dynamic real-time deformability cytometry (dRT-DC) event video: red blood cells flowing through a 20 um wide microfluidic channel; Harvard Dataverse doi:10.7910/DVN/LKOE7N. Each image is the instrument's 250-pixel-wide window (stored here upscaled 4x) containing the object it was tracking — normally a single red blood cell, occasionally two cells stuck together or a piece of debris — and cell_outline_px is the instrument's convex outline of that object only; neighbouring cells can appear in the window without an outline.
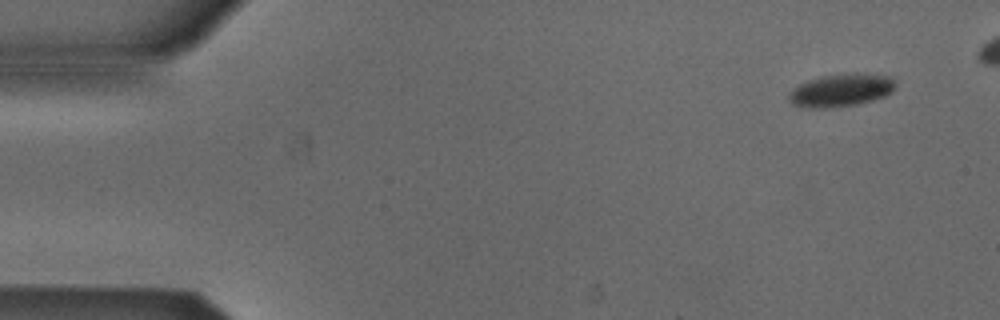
{"species": "Egyptian fruit bat (a non-hibernating species)", "species_latin": "Rousettus aegyptiacus", "temperature_condition": "cold", "stored_images_in_passage": 46, "camera_frame_rate_fps": 3000, "um_per_image_px": 0.085, "animal": {"sex": "male"}, "frame": {"image": 1, "passage_image": 1, "time_ms": 0.0, "image_size_px": [1000, 320], "cell_outline_px": [[892, 92], [884, 96], [872, 100], [856, 104], [828, 108], [800, 108], [792, 104], [788, 100], [788, 96], [800, 84], [808, 80], [820, 76], [856, 72], [888, 76], [892, 80]], "centroid_in_image_um": [71.43, 7.68], "position_along_channel_um": 13.6, "area_um2": 20.17}}
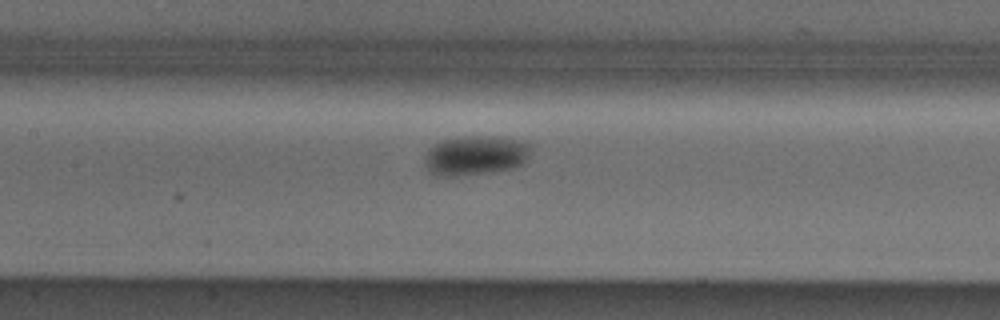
{"frame": {"image": 2, "passage_image": 22, "time_ms": 7.0, "image_size_px": [1000, 320], "cell_outline_px": [[528, 156], [524, 164], [516, 168], [492, 172], [456, 176], [440, 176], [428, 172], [424, 164], [424, 156], [428, 148], [444, 140], [464, 136], [492, 136], [516, 140], [528, 144]], "centroid_in_image_um": [40.36, 13.23], "position_along_channel_um": 167.0, "area_um2": 24.51}}
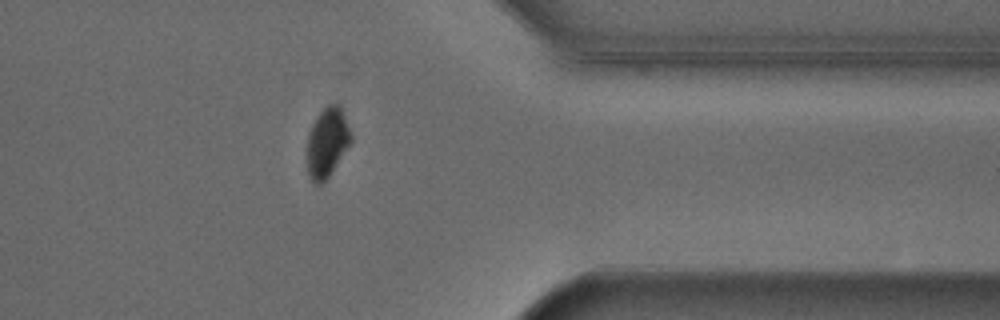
{"frame": {"image": 3, "passage_image": 40, "time_ms": 13.0, "image_size_px": [1000, 320], "cell_outline_px": [[352, 140], [328, 176], [320, 184], [316, 184], [308, 176], [308, 132], [316, 116], [328, 104], [336, 100], [340, 104], [352, 136]], "centroid_in_image_um": [27.81, 12.03], "position_along_channel_um": 383.6, "area_um2": 17.57}, "authors_computed_cell_mechanics": {"area_um2": 21.4438, "velocity_mm_per_s": 3.839, "shape_relaxation_time_tau1_ms": 1.9357, "shape_relaxation_time_tau2_ms": null, "deformation_change_tau1": 0.0673, "deformation_change_tau2": null}}